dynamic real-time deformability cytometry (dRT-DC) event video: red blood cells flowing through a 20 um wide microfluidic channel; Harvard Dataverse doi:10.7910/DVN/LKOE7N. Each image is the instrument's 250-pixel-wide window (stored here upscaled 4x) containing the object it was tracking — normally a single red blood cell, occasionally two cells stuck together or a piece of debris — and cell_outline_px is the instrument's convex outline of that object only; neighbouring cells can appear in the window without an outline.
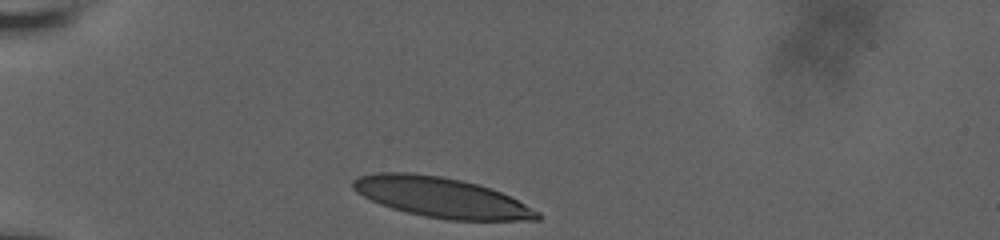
{"species": "human", "species_latin": "Homo sapiens", "temperature_condition": "room temperature", "stored_images_in_passage": 33, "camera_frame_rate_fps": 3000, "um_per_image_px": 0.085, "donor": {"sex": "male"}, "frame": {"image": 1, "passage_image": 1, "time_ms": 0.0, "image_size_px": [1000, 240], "cell_outline_px": [[540, 220], [448, 220], [424, 216], [392, 208], [380, 204], [356, 192], [352, 188], [352, 180], [360, 176], [376, 172], [412, 172], [440, 176], [460, 180], [476, 184], [500, 192], [540, 212]], "centroid_in_image_um": [37.47, 16.77], "position_along_channel_um": 47.5, "area_um2": 42.66}}
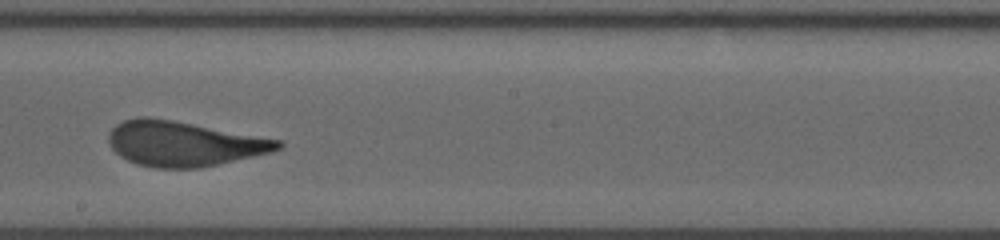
{"frame": {"image": 2, "passage_image": 19, "time_ms": 6.0, "image_size_px": [1000, 240], "cell_outline_px": [[284, 144], [280, 148], [272, 152], [200, 168], [156, 168], [136, 164], [120, 156], [112, 148], [108, 140], [108, 132], [116, 124], [124, 120], [140, 116], [148, 116], [172, 120], [284, 140]], "centroid_in_image_um": [15.62, 12.21], "position_along_channel_um": 232.6, "area_um2": 44.51}}
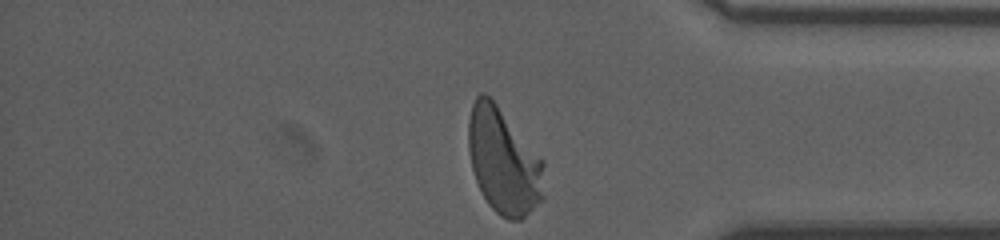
{"frame": {"image": 3, "passage_image": 33, "time_ms": 10.667, "image_size_px": [1000, 240], "cell_outline_px": [[544, 200], [520, 220], [508, 220], [500, 216], [488, 204], [476, 180], [472, 168], [468, 148], [468, 120], [472, 104], [476, 96], [480, 92], [484, 92], [496, 104], [544, 160]], "centroid_in_image_um": [42.82, 13.72], "position_along_channel_um": 392.4, "area_um2": 46.76}, "authors_computed_cell_mechanics": {"area_um2": 44.5638, "velocity_mm_per_s": 3.6994, "shape_relaxation_time_tau1_ms": 4.7544, "shape_relaxation_time_tau2_ms": 0.8561, "deformation_change_tau1": 0.2173, "deformation_change_tau2": 0.0923}}